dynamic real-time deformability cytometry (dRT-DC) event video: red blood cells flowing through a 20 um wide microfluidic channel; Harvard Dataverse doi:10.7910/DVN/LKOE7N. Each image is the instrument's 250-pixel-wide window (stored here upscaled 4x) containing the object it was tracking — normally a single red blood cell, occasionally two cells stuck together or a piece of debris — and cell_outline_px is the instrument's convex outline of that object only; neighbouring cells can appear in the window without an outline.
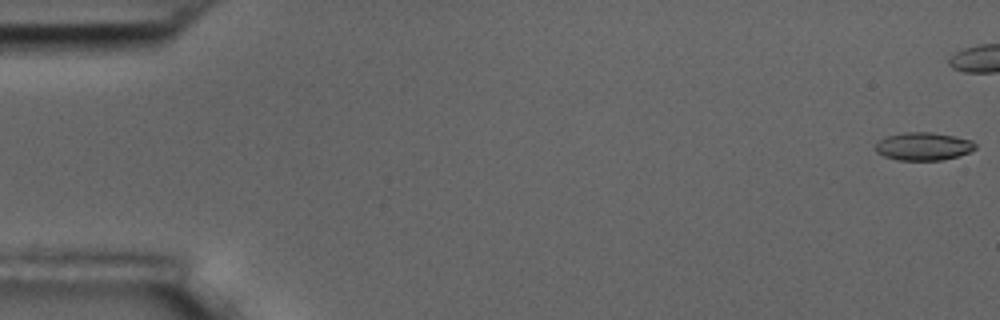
{"species": "common noctule bat (a hibernating species)", "species_latin": "Nyctalus noctula", "temperature_condition": "room temperature", "stored_images_in_passage": 5, "camera_frame_rate_fps": 3000, "um_per_image_px": 0.085, "animal": {"sex": "male", "body_mass_g": 17.5, "forearm_length_mm": 52.3}, "frame": {"image": 1, "passage_image": 1, "time_ms": 0.0, "image_size_px": [1000, 320], "cell_outline_px": [[976, 148], [968, 152], [956, 156], [940, 160], [896, 160], [884, 156], [876, 152], [876, 144], [880, 140], [888, 136], [904, 132], [932, 132], [972, 140], [976, 144]], "centroid_in_image_um": [78.48, 12.44], "position_along_channel_um": 6.5, "area_um2": 16.07}}